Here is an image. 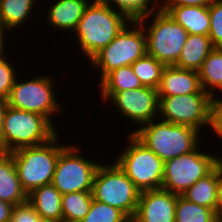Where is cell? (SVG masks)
Returning a JSON list of instances; mask_svg holds the SVG:
<instances>
[{
    "label": "cell",
    "mask_w": 222,
    "mask_h": 222,
    "mask_svg": "<svg viewBox=\"0 0 222 222\" xmlns=\"http://www.w3.org/2000/svg\"><path fill=\"white\" fill-rule=\"evenodd\" d=\"M217 192L219 201V215H222V159L217 163Z\"/></svg>",
    "instance_id": "cell-35"
},
{
    "label": "cell",
    "mask_w": 222,
    "mask_h": 222,
    "mask_svg": "<svg viewBox=\"0 0 222 222\" xmlns=\"http://www.w3.org/2000/svg\"><path fill=\"white\" fill-rule=\"evenodd\" d=\"M113 162L104 164L103 161L97 168L93 180V199L117 208L132 220L141 191L118 164Z\"/></svg>",
    "instance_id": "cell-7"
},
{
    "label": "cell",
    "mask_w": 222,
    "mask_h": 222,
    "mask_svg": "<svg viewBox=\"0 0 222 222\" xmlns=\"http://www.w3.org/2000/svg\"><path fill=\"white\" fill-rule=\"evenodd\" d=\"M158 8L180 24L188 34L208 36L210 29L209 7L177 6Z\"/></svg>",
    "instance_id": "cell-17"
},
{
    "label": "cell",
    "mask_w": 222,
    "mask_h": 222,
    "mask_svg": "<svg viewBox=\"0 0 222 222\" xmlns=\"http://www.w3.org/2000/svg\"><path fill=\"white\" fill-rule=\"evenodd\" d=\"M19 79L16 78L11 88L7 99L8 106L18 110L39 113L55 126L54 119H52L55 116L53 115L61 114L60 111L64 105L54 93L56 92L54 91L56 82L52 76L40 75L29 80L25 79V81Z\"/></svg>",
    "instance_id": "cell-9"
},
{
    "label": "cell",
    "mask_w": 222,
    "mask_h": 222,
    "mask_svg": "<svg viewBox=\"0 0 222 222\" xmlns=\"http://www.w3.org/2000/svg\"><path fill=\"white\" fill-rule=\"evenodd\" d=\"M147 54L146 35L137 20H131L120 33L89 61L93 72L99 71V82L112 70L132 65Z\"/></svg>",
    "instance_id": "cell-6"
},
{
    "label": "cell",
    "mask_w": 222,
    "mask_h": 222,
    "mask_svg": "<svg viewBox=\"0 0 222 222\" xmlns=\"http://www.w3.org/2000/svg\"><path fill=\"white\" fill-rule=\"evenodd\" d=\"M7 107H8L7 100L0 98V152H2L3 123Z\"/></svg>",
    "instance_id": "cell-37"
},
{
    "label": "cell",
    "mask_w": 222,
    "mask_h": 222,
    "mask_svg": "<svg viewBox=\"0 0 222 222\" xmlns=\"http://www.w3.org/2000/svg\"><path fill=\"white\" fill-rule=\"evenodd\" d=\"M133 72L143 86L158 89L165 65L148 54L136 60L132 65Z\"/></svg>",
    "instance_id": "cell-27"
},
{
    "label": "cell",
    "mask_w": 222,
    "mask_h": 222,
    "mask_svg": "<svg viewBox=\"0 0 222 222\" xmlns=\"http://www.w3.org/2000/svg\"><path fill=\"white\" fill-rule=\"evenodd\" d=\"M92 0H56L47 9V20L50 28L59 33L70 31L74 33L88 4ZM61 30V31H60Z\"/></svg>",
    "instance_id": "cell-16"
},
{
    "label": "cell",
    "mask_w": 222,
    "mask_h": 222,
    "mask_svg": "<svg viewBox=\"0 0 222 222\" xmlns=\"http://www.w3.org/2000/svg\"><path fill=\"white\" fill-rule=\"evenodd\" d=\"M215 0H162L159 7L203 6L209 7Z\"/></svg>",
    "instance_id": "cell-34"
},
{
    "label": "cell",
    "mask_w": 222,
    "mask_h": 222,
    "mask_svg": "<svg viewBox=\"0 0 222 222\" xmlns=\"http://www.w3.org/2000/svg\"><path fill=\"white\" fill-rule=\"evenodd\" d=\"M10 222H44L41 215L36 212L28 202L14 205L11 211Z\"/></svg>",
    "instance_id": "cell-32"
},
{
    "label": "cell",
    "mask_w": 222,
    "mask_h": 222,
    "mask_svg": "<svg viewBox=\"0 0 222 222\" xmlns=\"http://www.w3.org/2000/svg\"><path fill=\"white\" fill-rule=\"evenodd\" d=\"M80 222H131L120 210L93 199L88 214Z\"/></svg>",
    "instance_id": "cell-29"
},
{
    "label": "cell",
    "mask_w": 222,
    "mask_h": 222,
    "mask_svg": "<svg viewBox=\"0 0 222 222\" xmlns=\"http://www.w3.org/2000/svg\"><path fill=\"white\" fill-rule=\"evenodd\" d=\"M199 134L200 131L193 127L168 123L159 118L141 126L133 133L163 162L190 153L202 145V134Z\"/></svg>",
    "instance_id": "cell-2"
},
{
    "label": "cell",
    "mask_w": 222,
    "mask_h": 222,
    "mask_svg": "<svg viewBox=\"0 0 222 222\" xmlns=\"http://www.w3.org/2000/svg\"><path fill=\"white\" fill-rule=\"evenodd\" d=\"M198 74L201 86L206 93L211 97L217 96L218 92L219 95L222 94V48H214L209 53Z\"/></svg>",
    "instance_id": "cell-23"
},
{
    "label": "cell",
    "mask_w": 222,
    "mask_h": 222,
    "mask_svg": "<svg viewBox=\"0 0 222 222\" xmlns=\"http://www.w3.org/2000/svg\"><path fill=\"white\" fill-rule=\"evenodd\" d=\"M10 57H3L0 59V98L7 100L13 87L15 80L19 77L17 69L13 65L17 62L9 61ZM15 68V69H14ZM16 70V71H15Z\"/></svg>",
    "instance_id": "cell-31"
},
{
    "label": "cell",
    "mask_w": 222,
    "mask_h": 222,
    "mask_svg": "<svg viewBox=\"0 0 222 222\" xmlns=\"http://www.w3.org/2000/svg\"><path fill=\"white\" fill-rule=\"evenodd\" d=\"M100 101L118 110V113L139 126L131 129L128 134H133L141 126L157 120L159 116V97L157 89L143 86L137 89L120 92H100Z\"/></svg>",
    "instance_id": "cell-13"
},
{
    "label": "cell",
    "mask_w": 222,
    "mask_h": 222,
    "mask_svg": "<svg viewBox=\"0 0 222 222\" xmlns=\"http://www.w3.org/2000/svg\"><path fill=\"white\" fill-rule=\"evenodd\" d=\"M213 49L209 36L189 34L174 66L198 72Z\"/></svg>",
    "instance_id": "cell-20"
},
{
    "label": "cell",
    "mask_w": 222,
    "mask_h": 222,
    "mask_svg": "<svg viewBox=\"0 0 222 222\" xmlns=\"http://www.w3.org/2000/svg\"><path fill=\"white\" fill-rule=\"evenodd\" d=\"M99 92H120L143 87L132 66H124L109 72L99 83Z\"/></svg>",
    "instance_id": "cell-24"
},
{
    "label": "cell",
    "mask_w": 222,
    "mask_h": 222,
    "mask_svg": "<svg viewBox=\"0 0 222 222\" xmlns=\"http://www.w3.org/2000/svg\"><path fill=\"white\" fill-rule=\"evenodd\" d=\"M131 20L122 12L100 3L91 1L86 7L74 33L79 46V54L88 61L106 47Z\"/></svg>",
    "instance_id": "cell-1"
},
{
    "label": "cell",
    "mask_w": 222,
    "mask_h": 222,
    "mask_svg": "<svg viewBox=\"0 0 222 222\" xmlns=\"http://www.w3.org/2000/svg\"><path fill=\"white\" fill-rule=\"evenodd\" d=\"M137 21L144 28L147 54L165 66L175 65L189 35L187 31L159 8Z\"/></svg>",
    "instance_id": "cell-4"
},
{
    "label": "cell",
    "mask_w": 222,
    "mask_h": 222,
    "mask_svg": "<svg viewBox=\"0 0 222 222\" xmlns=\"http://www.w3.org/2000/svg\"><path fill=\"white\" fill-rule=\"evenodd\" d=\"M27 201L44 222H62V194L52 183L32 190Z\"/></svg>",
    "instance_id": "cell-18"
},
{
    "label": "cell",
    "mask_w": 222,
    "mask_h": 222,
    "mask_svg": "<svg viewBox=\"0 0 222 222\" xmlns=\"http://www.w3.org/2000/svg\"><path fill=\"white\" fill-rule=\"evenodd\" d=\"M209 128L212 134L222 139V97L220 98V95L214 96L211 99Z\"/></svg>",
    "instance_id": "cell-33"
},
{
    "label": "cell",
    "mask_w": 222,
    "mask_h": 222,
    "mask_svg": "<svg viewBox=\"0 0 222 222\" xmlns=\"http://www.w3.org/2000/svg\"><path fill=\"white\" fill-rule=\"evenodd\" d=\"M209 152L199 145L190 153L165 161L161 188L173 194H183L197 180L209 174L222 159L217 151L214 154Z\"/></svg>",
    "instance_id": "cell-10"
},
{
    "label": "cell",
    "mask_w": 222,
    "mask_h": 222,
    "mask_svg": "<svg viewBox=\"0 0 222 222\" xmlns=\"http://www.w3.org/2000/svg\"><path fill=\"white\" fill-rule=\"evenodd\" d=\"M159 97V116L162 121L186 125L203 131L210 125V104L208 93H194Z\"/></svg>",
    "instance_id": "cell-12"
},
{
    "label": "cell",
    "mask_w": 222,
    "mask_h": 222,
    "mask_svg": "<svg viewBox=\"0 0 222 222\" xmlns=\"http://www.w3.org/2000/svg\"><path fill=\"white\" fill-rule=\"evenodd\" d=\"M177 197L163 188L141 191L131 222H175Z\"/></svg>",
    "instance_id": "cell-14"
},
{
    "label": "cell",
    "mask_w": 222,
    "mask_h": 222,
    "mask_svg": "<svg viewBox=\"0 0 222 222\" xmlns=\"http://www.w3.org/2000/svg\"><path fill=\"white\" fill-rule=\"evenodd\" d=\"M10 33L8 30L0 26V59L7 56L6 53V47H8L7 44V38H4Z\"/></svg>",
    "instance_id": "cell-38"
},
{
    "label": "cell",
    "mask_w": 222,
    "mask_h": 222,
    "mask_svg": "<svg viewBox=\"0 0 222 222\" xmlns=\"http://www.w3.org/2000/svg\"><path fill=\"white\" fill-rule=\"evenodd\" d=\"M218 216L213 209L177 197L175 222H215Z\"/></svg>",
    "instance_id": "cell-26"
},
{
    "label": "cell",
    "mask_w": 222,
    "mask_h": 222,
    "mask_svg": "<svg viewBox=\"0 0 222 222\" xmlns=\"http://www.w3.org/2000/svg\"><path fill=\"white\" fill-rule=\"evenodd\" d=\"M80 151H83L82 146L68 143L59 154L52 184L62 195L92 192L94 176L101 161L97 163L93 158L86 159Z\"/></svg>",
    "instance_id": "cell-11"
},
{
    "label": "cell",
    "mask_w": 222,
    "mask_h": 222,
    "mask_svg": "<svg viewBox=\"0 0 222 222\" xmlns=\"http://www.w3.org/2000/svg\"><path fill=\"white\" fill-rule=\"evenodd\" d=\"M215 222H222V215H219Z\"/></svg>",
    "instance_id": "cell-40"
},
{
    "label": "cell",
    "mask_w": 222,
    "mask_h": 222,
    "mask_svg": "<svg viewBox=\"0 0 222 222\" xmlns=\"http://www.w3.org/2000/svg\"><path fill=\"white\" fill-rule=\"evenodd\" d=\"M112 9L124 13L130 20H139L158 7L151 0H98Z\"/></svg>",
    "instance_id": "cell-28"
},
{
    "label": "cell",
    "mask_w": 222,
    "mask_h": 222,
    "mask_svg": "<svg viewBox=\"0 0 222 222\" xmlns=\"http://www.w3.org/2000/svg\"><path fill=\"white\" fill-rule=\"evenodd\" d=\"M92 192H72L62 195V222H80L89 212Z\"/></svg>",
    "instance_id": "cell-25"
},
{
    "label": "cell",
    "mask_w": 222,
    "mask_h": 222,
    "mask_svg": "<svg viewBox=\"0 0 222 222\" xmlns=\"http://www.w3.org/2000/svg\"><path fill=\"white\" fill-rule=\"evenodd\" d=\"M157 7H159L162 3V0H151Z\"/></svg>",
    "instance_id": "cell-39"
},
{
    "label": "cell",
    "mask_w": 222,
    "mask_h": 222,
    "mask_svg": "<svg viewBox=\"0 0 222 222\" xmlns=\"http://www.w3.org/2000/svg\"><path fill=\"white\" fill-rule=\"evenodd\" d=\"M14 205L0 200V222H10L11 211Z\"/></svg>",
    "instance_id": "cell-36"
},
{
    "label": "cell",
    "mask_w": 222,
    "mask_h": 222,
    "mask_svg": "<svg viewBox=\"0 0 222 222\" xmlns=\"http://www.w3.org/2000/svg\"><path fill=\"white\" fill-rule=\"evenodd\" d=\"M0 200L12 205L27 201L12 155L5 152H0Z\"/></svg>",
    "instance_id": "cell-19"
},
{
    "label": "cell",
    "mask_w": 222,
    "mask_h": 222,
    "mask_svg": "<svg viewBox=\"0 0 222 222\" xmlns=\"http://www.w3.org/2000/svg\"><path fill=\"white\" fill-rule=\"evenodd\" d=\"M209 38L214 48H222V0H215L209 6Z\"/></svg>",
    "instance_id": "cell-30"
},
{
    "label": "cell",
    "mask_w": 222,
    "mask_h": 222,
    "mask_svg": "<svg viewBox=\"0 0 222 222\" xmlns=\"http://www.w3.org/2000/svg\"><path fill=\"white\" fill-rule=\"evenodd\" d=\"M181 196L194 204L213 209L219 215L217 164L209 174L197 180Z\"/></svg>",
    "instance_id": "cell-22"
},
{
    "label": "cell",
    "mask_w": 222,
    "mask_h": 222,
    "mask_svg": "<svg viewBox=\"0 0 222 222\" xmlns=\"http://www.w3.org/2000/svg\"><path fill=\"white\" fill-rule=\"evenodd\" d=\"M57 133V127L45 116L8 106L3 123L2 152L11 153L46 143Z\"/></svg>",
    "instance_id": "cell-5"
},
{
    "label": "cell",
    "mask_w": 222,
    "mask_h": 222,
    "mask_svg": "<svg viewBox=\"0 0 222 222\" xmlns=\"http://www.w3.org/2000/svg\"><path fill=\"white\" fill-rule=\"evenodd\" d=\"M57 133L48 142L17 149L10 154L14 160L22 189L27 195L35 188L52 183L56 164L61 150L66 146L60 144Z\"/></svg>",
    "instance_id": "cell-3"
},
{
    "label": "cell",
    "mask_w": 222,
    "mask_h": 222,
    "mask_svg": "<svg viewBox=\"0 0 222 222\" xmlns=\"http://www.w3.org/2000/svg\"><path fill=\"white\" fill-rule=\"evenodd\" d=\"M39 0H0V26L13 32L17 28L26 25L28 19L32 18L34 7H38ZM22 25V26H21Z\"/></svg>",
    "instance_id": "cell-21"
},
{
    "label": "cell",
    "mask_w": 222,
    "mask_h": 222,
    "mask_svg": "<svg viewBox=\"0 0 222 222\" xmlns=\"http://www.w3.org/2000/svg\"><path fill=\"white\" fill-rule=\"evenodd\" d=\"M126 137V149L114 161L140 191L161 188L164 162L133 134Z\"/></svg>",
    "instance_id": "cell-8"
},
{
    "label": "cell",
    "mask_w": 222,
    "mask_h": 222,
    "mask_svg": "<svg viewBox=\"0 0 222 222\" xmlns=\"http://www.w3.org/2000/svg\"><path fill=\"white\" fill-rule=\"evenodd\" d=\"M157 93L158 96H176L206 92L201 86L197 71L171 65L163 68Z\"/></svg>",
    "instance_id": "cell-15"
}]
</instances>
